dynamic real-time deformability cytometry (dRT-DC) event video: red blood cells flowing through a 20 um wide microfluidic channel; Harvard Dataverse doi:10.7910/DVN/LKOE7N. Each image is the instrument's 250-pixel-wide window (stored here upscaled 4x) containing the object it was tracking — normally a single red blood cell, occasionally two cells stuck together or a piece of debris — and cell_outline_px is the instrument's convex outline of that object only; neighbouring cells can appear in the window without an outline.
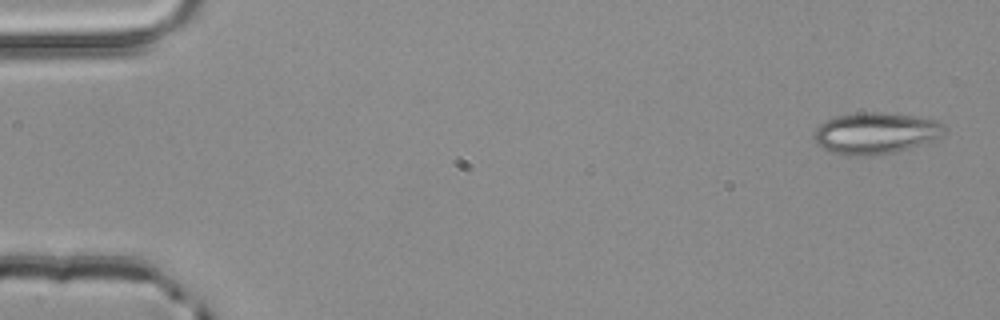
{"species": "common noctule bat (a hibernating species)", "species_latin": "Nyctalus noctula", "temperature_condition": "room temperature", "stored_images_in_passage": 2, "camera_frame_rate_fps": 3000, "um_per_image_px": 0.085, "animal": {"sex": "male", "body_mass_g": 20.4}, "frame": {"image": 1, "passage_image": 2, "time_ms": 0.333, "image_size_px": [1000, 320], "cell_outline_px": [[944, 136], [936, 140], [896, 152], [868, 156], [848, 156], [832, 152], [816, 144], [812, 136], [816, 128], [824, 120], [836, 116], [860, 112], [884, 112], [916, 116], [936, 120], [944, 124]], "centroid_in_image_um": [74.43, 11.32], "position_along_channel_um": 10.6, "area_um2": 31.96}}